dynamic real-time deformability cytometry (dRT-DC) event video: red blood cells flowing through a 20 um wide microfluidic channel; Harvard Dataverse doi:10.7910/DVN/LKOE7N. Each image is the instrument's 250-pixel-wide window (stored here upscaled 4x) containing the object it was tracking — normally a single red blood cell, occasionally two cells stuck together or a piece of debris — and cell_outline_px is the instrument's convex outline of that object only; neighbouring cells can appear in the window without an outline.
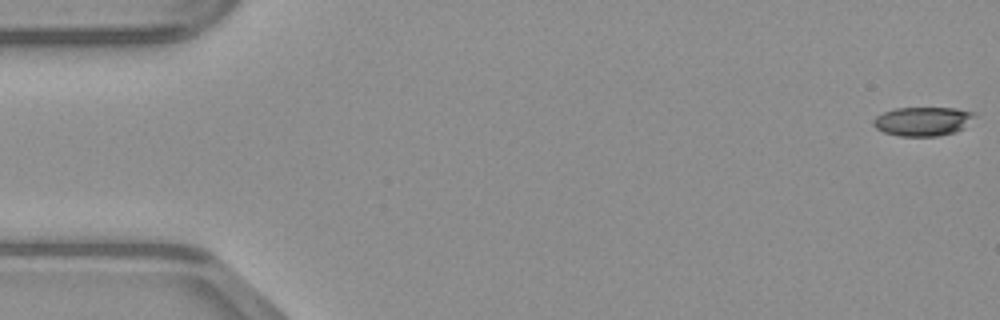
{"species": "common noctule bat (a hibernating species)", "species_latin": "Nyctalus noctula", "temperature_condition": "warm", "stored_images_in_passage": 49, "camera_frame_rate_fps": 3000, "um_per_image_px": 0.085, "animal": {"sex": "male", "body_mass_g": 23.1, "forearm_length_mm": 52.7}, "frame": {"image": 1, "passage_image": 1, "time_ms": 0.0, "image_size_px": [1000, 320], "cell_outline_px": [[976, 116], [964, 128], [956, 132], [936, 136], [900, 136], [884, 132], [876, 128], [872, 124], [872, 120], [876, 116], [884, 112], [896, 108], [956, 108], [976, 112]], "centroid_in_image_um": [78.46, 10.31], "position_along_channel_um": 6.5, "area_um2": 17.22}}
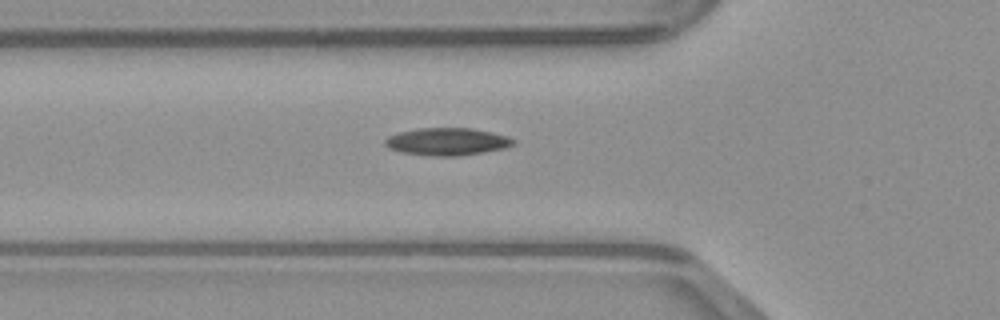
{"frame": {"image": 2, "passage_image": 17, "time_ms": 5.333, "image_size_px": [1000, 320], "cell_outline_px": [[516, 144], [504, 148], [484, 152], [460, 156], [428, 156], [400, 152], [388, 148], [384, 144], [384, 140], [388, 136], [400, 132], [416, 128], [472, 128], [492, 132], [508, 136], [516, 140]], "centroid_in_image_um": [38.01, 12.04], "position_along_channel_um": 87.8, "area_um2": 20.81}}
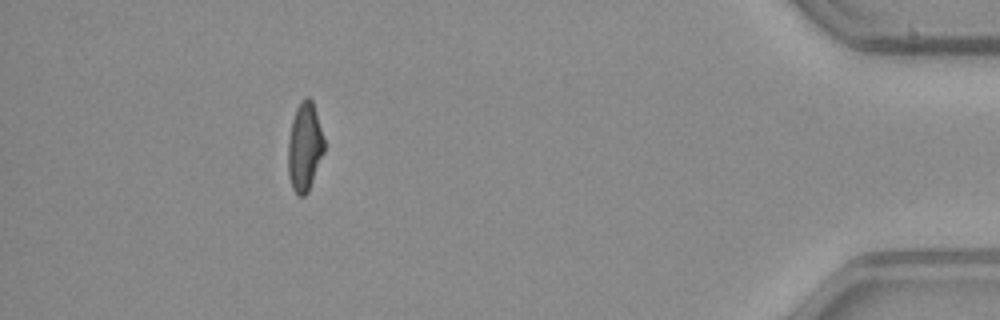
{"frame": {"image": 3, "passage_image": 44, "time_ms": 14.333, "image_size_px": [1000, 320], "cell_outline_px": [[324, 152], [308, 192], [304, 196], [300, 196], [292, 188], [288, 176], [288, 140], [292, 120], [296, 108], [300, 100], [304, 96], [308, 96], [312, 100], [324, 140]], "centroid_in_image_um": [25.88, 12.47], "position_along_channel_um": 409.3, "area_um2": 18.61}}